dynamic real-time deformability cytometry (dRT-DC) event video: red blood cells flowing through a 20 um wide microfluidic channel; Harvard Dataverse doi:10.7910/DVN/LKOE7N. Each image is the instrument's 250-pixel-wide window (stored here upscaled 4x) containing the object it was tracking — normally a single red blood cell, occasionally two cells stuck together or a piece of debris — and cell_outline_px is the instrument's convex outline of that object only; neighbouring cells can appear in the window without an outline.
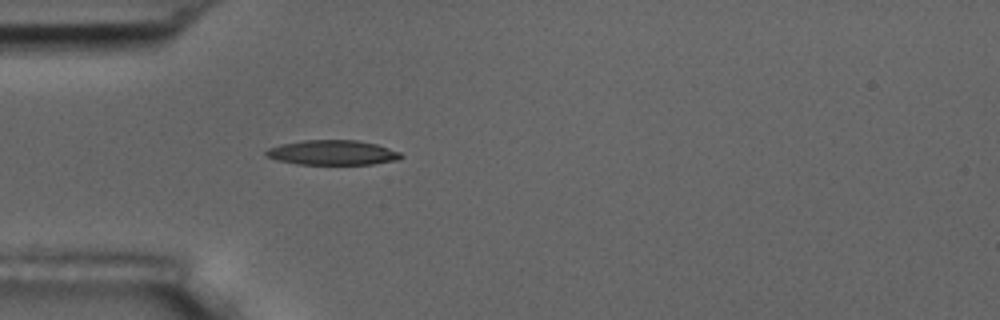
{"species": "common noctule bat (a hibernating species)", "species_latin": "Nyctalus noctula", "temperature_condition": "room temperature", "stored_images_in_passage": 2, "camera_frame_rate_fps": 3000, "um_per_image_px": 0.085, "animal": {"sex": "male", "body_mass_g": 17.5, "forearm_length_mm": 52.3}, "frame": {"image": 1, "passage_image": 2, "time_ms": 1.0, "image_size_px": [1000, 320], "cell_outline_px": [[404, 156], [396, 160], [372, 164], [296, 164], [276, 160], [268, 156], [264, 152], [268, 148], [280, 144], [304, 140], [356, 140], [376, 144], [400, 152]], "centroid_in_image_um": [28.24, 12.97], "position_along_channel_um": 56.8, "area_um2": 19.42}}